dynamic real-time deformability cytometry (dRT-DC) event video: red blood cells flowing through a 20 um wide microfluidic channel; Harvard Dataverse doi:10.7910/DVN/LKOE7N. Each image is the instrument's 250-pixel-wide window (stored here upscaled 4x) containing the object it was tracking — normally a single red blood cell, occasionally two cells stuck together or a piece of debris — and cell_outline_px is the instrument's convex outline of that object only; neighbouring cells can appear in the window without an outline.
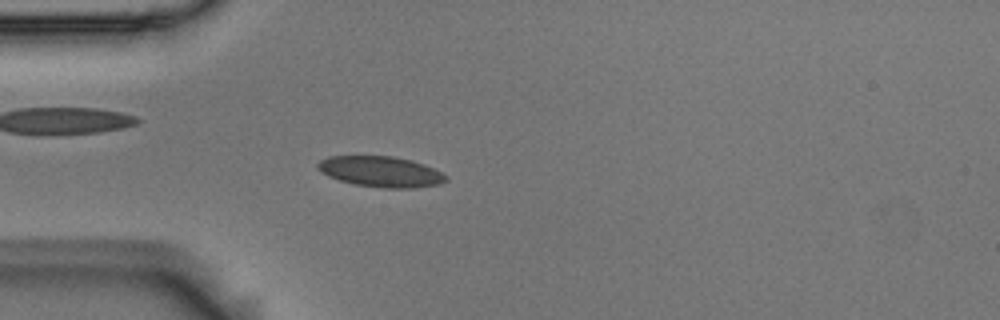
{"species": "Egyptian fruit bat (a non-hibernating species)", "species_latin": "Rousettus aegyptiacus", "temperature_condition": "room temperature", "stored_images_in_passage": 51, "camera_frame_rate_fps": 3000, "um_per_image_px": 0.085, "animal": {"sex": "male"}, "frame": {"image": 1, "passage_image": 12, "time_ms": 3.667, "image_size_px": [1000, 320], "cell_outline_px": [[448, 180], [440, 184], [416, 188], [384, 188], [356, 184], [340, 180], [328, 176], [320, 172], [316, 168], [316, 164], [320, 160], [328, 156], [392, 156], [412, 160], [424, 164], [448, 176]], "centroid_in_image_um": [32.36, 14.59], "position_along_channel_um": 52.6, "area_um2": 23.0}}
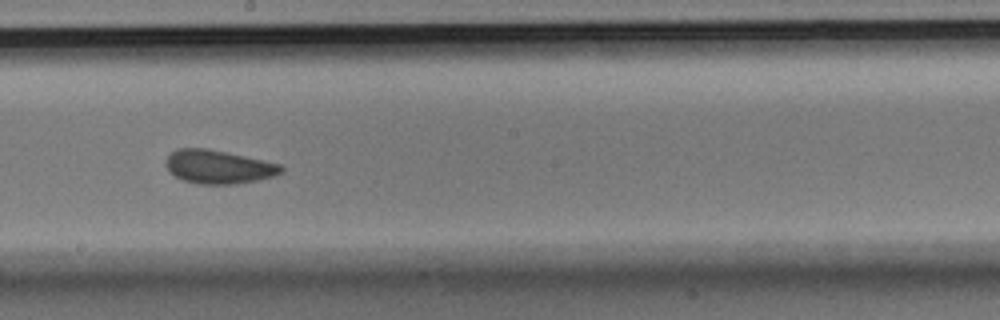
{"frame": {"image": 2, "passage_image": 27, "time_ms": 8.667, "image_size_px": [1000, 320], "cell_outline_px": [[284, 172], [276, 176], [236, 184], [196, 184], [184, 180], [168, 172], [164, 164], [164, 160], [176, 148], [208, 148], [228, 152], [264, 160], [280, 164], [284, 168]], "centroid_in_image_um": [18.56, 14.18], "position_along_channel_um": 229.6, "area_um2": 22.89}}
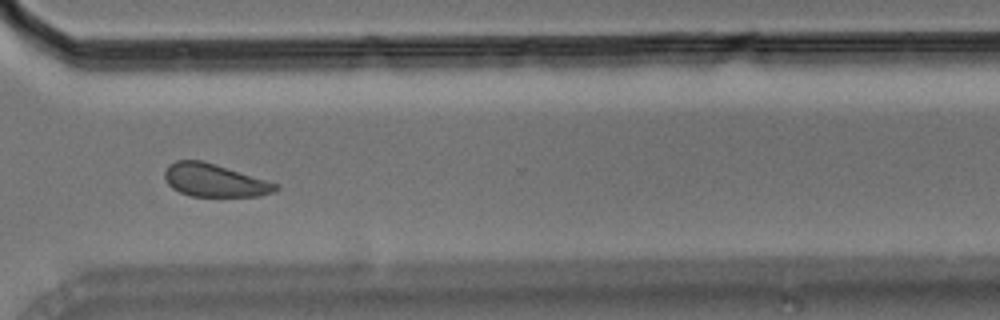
{"frame": {"image": 3, "passage_image": 37, "time_ms": 12.0, "image_size_px": [1000, 320], "cell_outline_px": [[280, 188], [276, 192], [256, 196], [192, 196], [180, 192], [172, 188], [168, 184], [164, 176], [164, 172], [168, 164], [176, 160], [200, 160], [280, 184]], "centroid_in_image_um": [18.23, 15.33], "position_along_channel_um": 352.4, "area_um2": 21.15}, "authors_computed_cell_mechanics": {"area_um2": 22.3686, "velocity_mm_per_s": 3.6791, "shape_relaxation_time_tau1_ms": 5.0126, "shape_relaxation_time_tau2_ms": 1.5338, "deformation_change_tau1": 0.0616, "deformation_change_tau2": 0.0551}}